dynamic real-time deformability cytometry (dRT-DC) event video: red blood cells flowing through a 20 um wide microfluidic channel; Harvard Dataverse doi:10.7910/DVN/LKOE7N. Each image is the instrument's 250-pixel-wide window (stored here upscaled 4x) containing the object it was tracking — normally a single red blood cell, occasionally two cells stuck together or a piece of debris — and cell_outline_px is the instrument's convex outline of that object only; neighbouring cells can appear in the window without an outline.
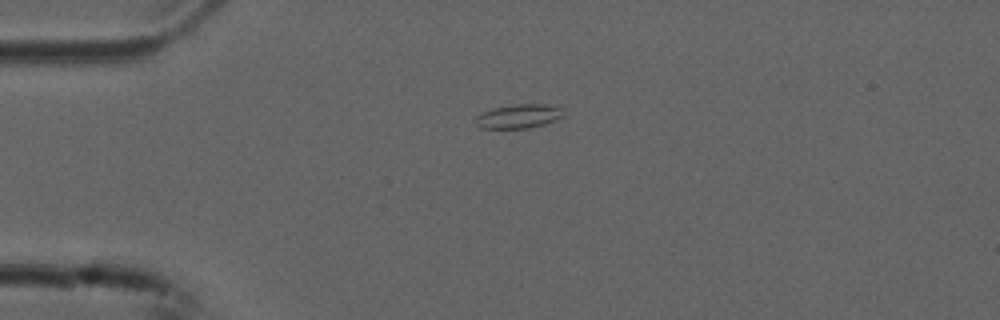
{"species": "common noctule bat (a hibernating species)", "species_latin": "Nyctalus noctula", "temperature_condition": "cold", "stored_images_in_passage": 7, "camera_frame_rate_fps": 3000, "um_per_image_px": 0.085, "animal": {"sex": "male", "forearm_length_mm": 52.5}, "frame": {"image": 1, "passage_image": 1, "time_ms": 0.0, "image_size_px": [1000, 320], "cell_outline_px": [[564, 116], [556, 120], [544, 124], [528, 128], [480, 128], [472, 120], [476, 116], [492, 108], [512, 104], [556, 104], [564, 112]], "centroid_in_image_um": [44.1, 9.87], "position_along_channel_um": 40.9, "area_um2": 12.54}}
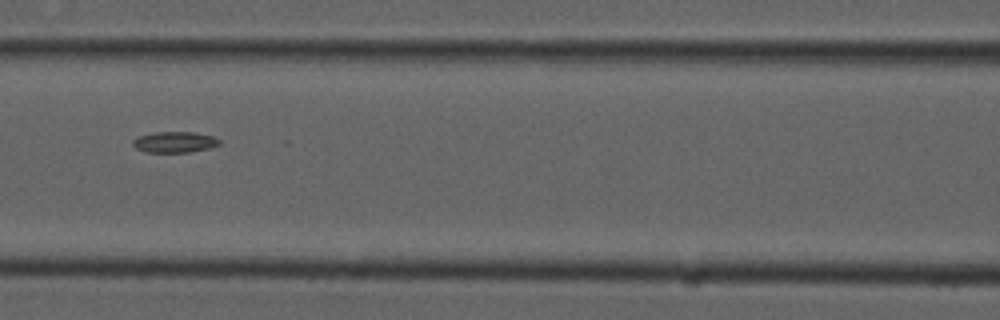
{"frame": {"image": 2, "passage_image": 4, "time_ms": 1.0, "image_size_px": [1000, 320], "cell_outline_px": [[220, 144], [208, 148], [188, 152], [144, 152], [136, 148], [132, 144], [132, 140], [140, 136], [156, 132], [196, 132], [212, 136], [220, 140]], "centroid_in_image_um": [14.83, 12.07], "position_along_channel_um": 151.8, "area_um2": 10.46}}
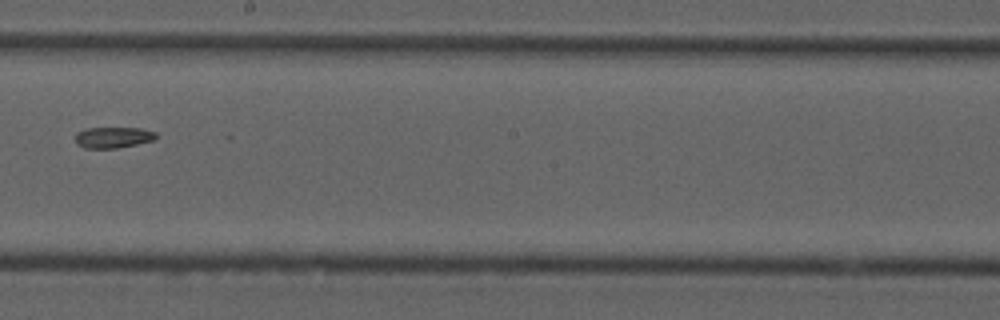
{"frame": {"image": 3, "passage_image": 6, "time_ms": 1.667, "image_size_px": [1000, 320], "cell_outline_px": [[160, 136], [156, 140], [116, 148], [84, 148], [76, 144], [76, 132], [84, 128], [140, 128], [156, 132]], "centroid_in_image_um": [9.65, 11.67], "position_along_channel_um": 238.6, "area_um2": 10.06}}